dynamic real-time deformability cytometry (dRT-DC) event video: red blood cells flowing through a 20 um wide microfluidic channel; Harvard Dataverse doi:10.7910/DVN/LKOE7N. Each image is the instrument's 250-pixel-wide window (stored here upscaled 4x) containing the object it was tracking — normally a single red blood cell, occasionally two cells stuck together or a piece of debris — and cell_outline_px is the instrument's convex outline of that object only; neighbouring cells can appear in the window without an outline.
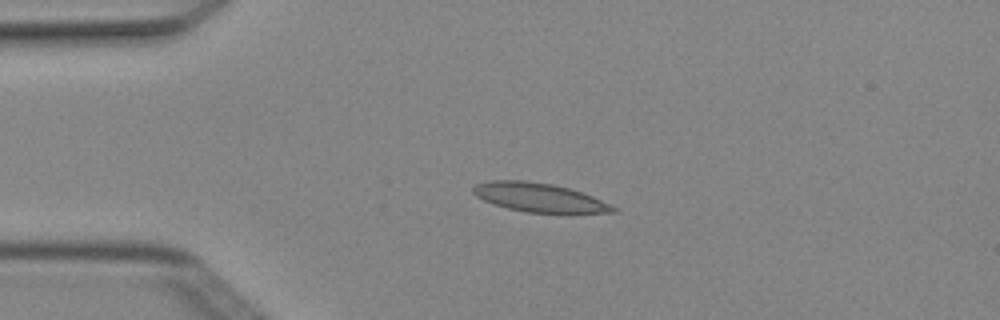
{"species": "Egyptian fruit bat (a non-hibernating species)", "species_latin": "Rousettus aegyptiacus", "temperature_condition": "cold", "stored_images_in_passage": 4, "camera_frame_rate_fps": 3000, "um_per_image_px": 0.085, "animal": {"sex": "female"}, "frame": {"image": 1, "passage_image": 3, "time_ms": 0.667, "image_size_px": [1000, 320], "cell_outline_px": [[620, 208], [616, 212], [528, 212], [508, 208], [484, 200], [476, 196], [472, 192], [472, 188], [476, 184], [488, 180], [524, 180], [552, 184], [568, 188], [592, 196]], "centroid_in_image_um": [45.81, 16.77], "position_along_channel_um": 39.2, "area_um2": 23.18}}